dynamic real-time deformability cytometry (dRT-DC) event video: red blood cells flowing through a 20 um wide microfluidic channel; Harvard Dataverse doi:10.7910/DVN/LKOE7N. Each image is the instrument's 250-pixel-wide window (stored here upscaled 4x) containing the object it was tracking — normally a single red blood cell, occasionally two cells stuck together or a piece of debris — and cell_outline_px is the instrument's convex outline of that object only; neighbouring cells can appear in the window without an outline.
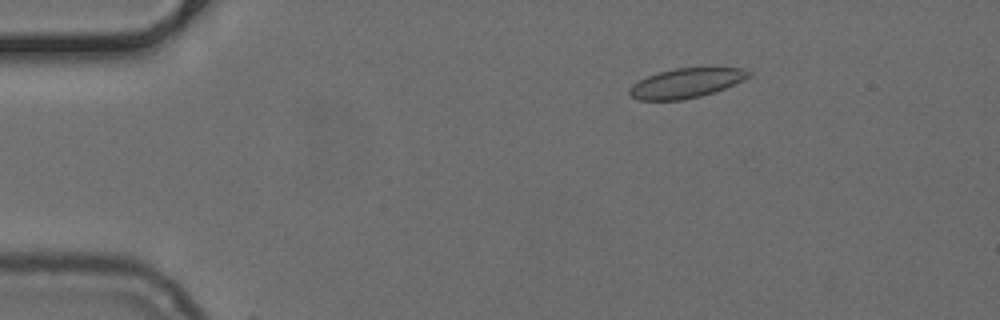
{"species": "common noctule bat (a hibernating species)", "species_latin": "Nyctalus noctula", "temperature_condition": "cold", "stored_images_in_passage": 20, "camera_frame_rate_fps": 3000, "um_per_image_px": 0.085, "animal": {"sex": "female", "body_mass_g": 24.6, "forearm_length_mm": 56.2}, "frame": {"image": 1, "passage_image": 9, "time_ms": 2.667, "image_size_px": [1000, 320], "cell_outline_px": [[752, 76], [744, 80], [724, 88], [700, 96], [680, 100], [640, 100], [632, 96], [628, 92], [628, 88], [632, 84], [648, 76], [660, 72], [676, 68], [740, 68], [752, 72]], "centroid_in_image_um": [58.32, 7.06], "position_along_channel_um": 26.7, "area_um2": 20.29}}
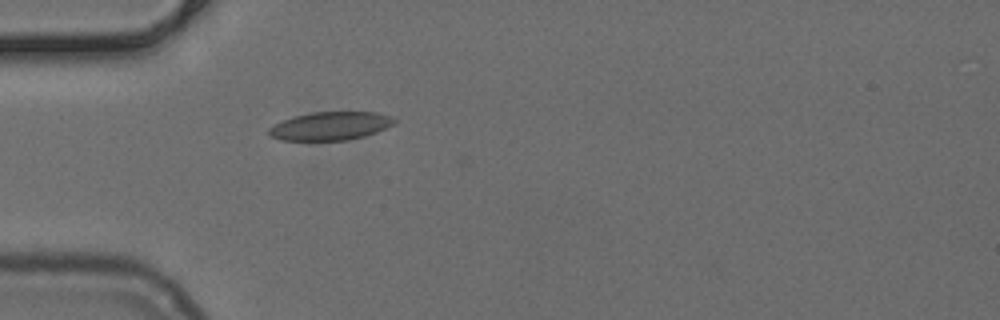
{"frame": {"image": 2, "passage_image": 16, "time_ms": 5.0, "image_size_px": [1000, 320], "cell_outline_px": [[396, 124], [376, 132], [364, 136], [348, 140], [280, 140], [272, 136], [268, 132], [268, 128], [284, 120], [296, 116], [312, 112], [376, 112], [392, 116], [396, 120]], "centroid_in_image_um": [28.14, 10.7], "position_along_channel_um": 56.9, "area_um2": 20.58}}
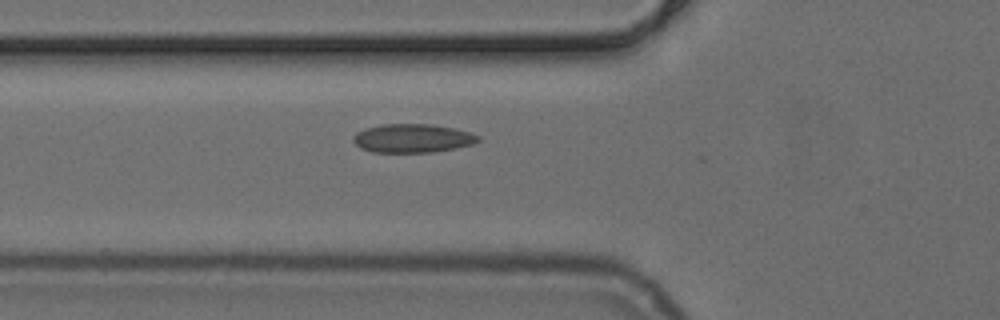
{"frame": {"image": 3, "passage_image": 19, "time_ms": 6.0, "image_size_px": [1000, 320], "cell_outline_px": [[480, 140], [472, 144], [456, 148], [432, 152], [372, 152], [360, 148], [352, 140], [352, 136], [356, 132], [364, 128], [384, 124], [432, 124], [452, 128], [468, 132], [480, 136]], "centroid_in_image_um": [35.02, 11.75], "position_along_channel_um": 90.8, "area_um2": 20.87}}